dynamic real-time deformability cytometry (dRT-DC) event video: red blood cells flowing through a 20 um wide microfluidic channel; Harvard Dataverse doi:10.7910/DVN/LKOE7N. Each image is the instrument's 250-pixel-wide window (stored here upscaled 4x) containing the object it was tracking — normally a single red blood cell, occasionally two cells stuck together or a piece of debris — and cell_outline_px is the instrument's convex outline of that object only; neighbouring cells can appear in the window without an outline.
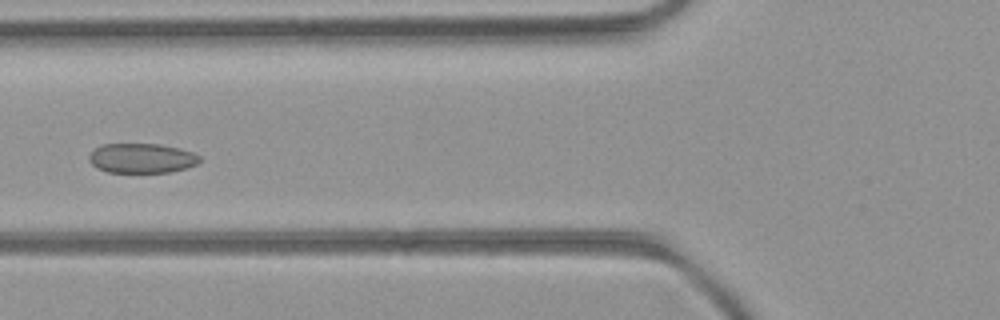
{"species": "common noctule bat (a hibernating species)", "species_latin": "Nyctalus noctula", "temperature_condition": "room temperature", "stored_images_in_passage": 47, "camera_frame_rate_fps": 3000, "um_per_image_px": 0.085, "animal": {"sex": "female", "body_mass_g": 21.9}, "frame": {"image": 1, "passage_image": 17, "time_ms": 5.333, "image_size_px": [1000, 320], "cell_outline_px": [[200, 160], [196, 164], [184, 168], [168, 172], [108, 172], [92, 164], [88, 160], [88, 156], [100, 144], [160, 144], [180, 148], [192, 152], [200, 156]], "centroid_in_image_um": [12.04, 13.43], "position_along_channel_um": 113.8, "area_um2": 18.96}}
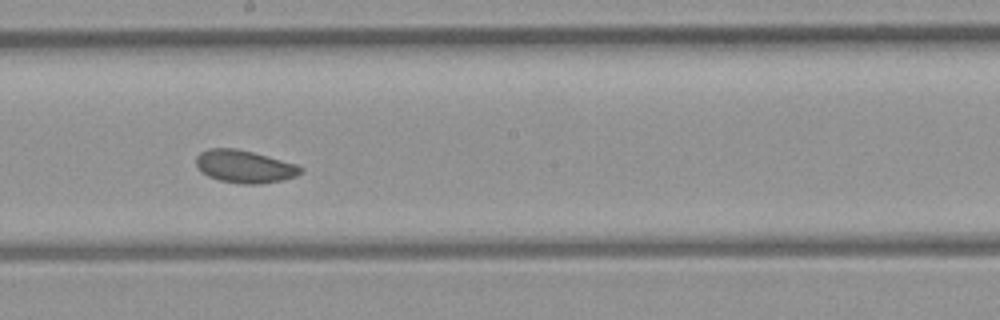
{"frame": {"image": 2, "passage_image": 25, "time_ms": 8.0, "image_size_px": [1000, 320], "cell_outline_px": [[304, 168], [296, 176], [284, 180], [260, 184], [240, 184], [220, 180], [208, 176], [196, 164], [196, 156], [200, 152], [208, 148], [236, 148], [252, 152], [296, 164]], "centroid_in_image_um": [20.79, 14.15], "position_along_channel_um": 227.4, "area_um2": 19.77}}
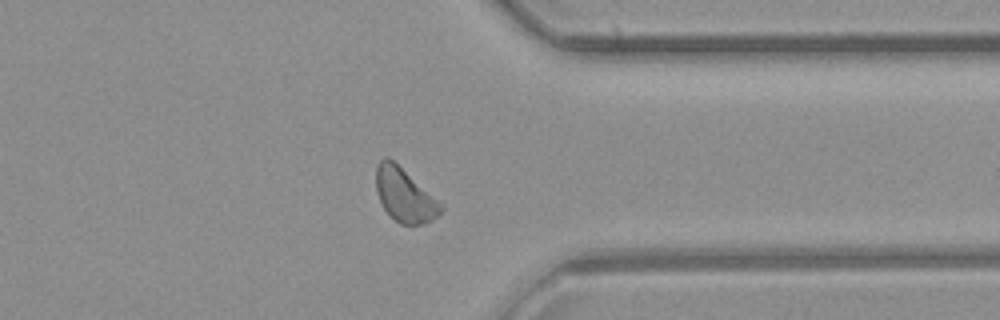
{"frame": {"image": 3, "passage_image": 36, "time_ms": 11.667, "image_size_px": [1000, 320], "cell_outline_px": [[444, 208], [432, 220], [424, 224], [400, 224], [384, 208], [376, 192], [376, 168], [380, 160], [384, 156], [388, 156], [444, 204]], "centroid_in_image_um": [34.4, 16.57], "position_along_channel_um": 377.0, "area_um2": 20.11}, "authors_computed_cell_mechanics": {"area_um2": 20.3456, "velocity_mm_per_s": 4.2613, "shape_relaxation_time_tau1_ms": null, "shape_relaxation_time_tau2_ms": 7.079, "deformation_change_tau1": null, "deformation_change_tau2": 0.1143}}